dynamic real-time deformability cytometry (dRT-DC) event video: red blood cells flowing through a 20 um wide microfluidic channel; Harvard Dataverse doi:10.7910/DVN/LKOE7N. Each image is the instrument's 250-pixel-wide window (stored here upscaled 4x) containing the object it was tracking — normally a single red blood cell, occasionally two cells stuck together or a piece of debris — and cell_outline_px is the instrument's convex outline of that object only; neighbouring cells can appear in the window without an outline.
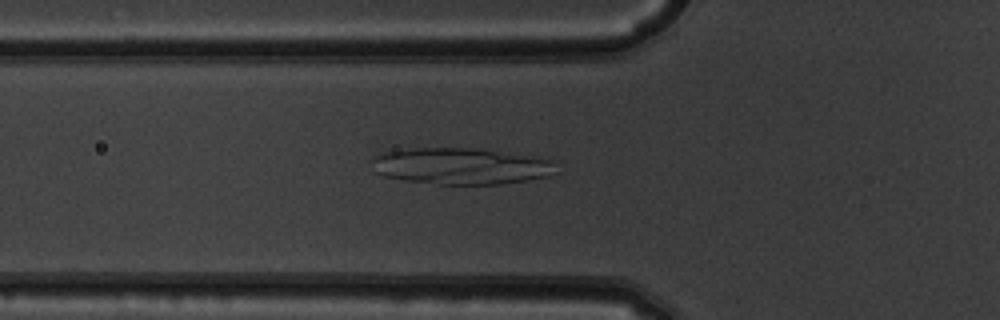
{"species": "common noctule bat (a hibernating species)", "species_latin": "Nyctalus noctula", "temperature_condition": "warm", "stored_images_in_passage": 48, "camera_frame_rate_fps": 3000, "um_per_image_px": 0.085, "animal": {"sex": "male", "body_mass_g": 19.5, "forearm_length_mm": 54.6}, "frame": {"image": 1, "passage_image": 15, "time_ms": 4.667, "image_size_px": [1000, 320], "cell_outline_px": [[560, 160], [556, 172], [548, 176], [528, 180], [500, 184], [440, 184], [404, 180], [384, 176], [376, 172], [372, 160], [376, 156], [384, 152], [416, 148], [472, 148], [532, 156]], "centroid_in_image_um": [39.29, 14.12], "position_along_channel_um": 86.5, "area_um2": 39.19}}
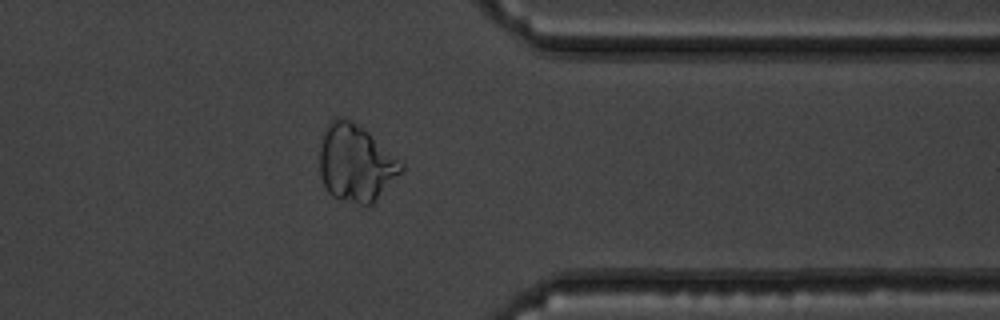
{"frame": {"image": 2, "passage_image": 38, "time_ms": 12.333, "image_size_px": [1000, 320], "cell_outline_px": [[404, 172], [368, 208], [340, 200], [332, 196], [324, 188], [320, 176], [320, 148], [324, 132], [328, 124], [336, 116], [340, 116], [364, 128], [404, 164]], "centroid_in_image_um": [30.26, 13.92], "position_along_channel_um": 381.1, "area_um2": 37.11}}
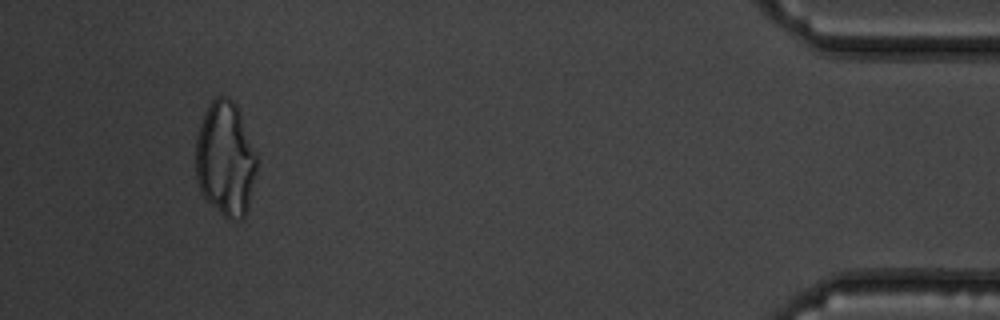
{"frame": {"image": 3, "passage_image": 45, "time_ms": 14.667, "image_size_px": [1000, 320], "cell_outline_px": [[256, 172], [248, 208], [244, 220], [228, 220], [200, 192], [196, 180], [196, 136], [204, 112], [208, 104], [216, 96], [224, 96], [232, 100], [236, 104], [256, 156]], "centroid_in_image_um": [19.14, 13.53], "position_along_channel_um": 416.1, "area_um2": 40.63}}